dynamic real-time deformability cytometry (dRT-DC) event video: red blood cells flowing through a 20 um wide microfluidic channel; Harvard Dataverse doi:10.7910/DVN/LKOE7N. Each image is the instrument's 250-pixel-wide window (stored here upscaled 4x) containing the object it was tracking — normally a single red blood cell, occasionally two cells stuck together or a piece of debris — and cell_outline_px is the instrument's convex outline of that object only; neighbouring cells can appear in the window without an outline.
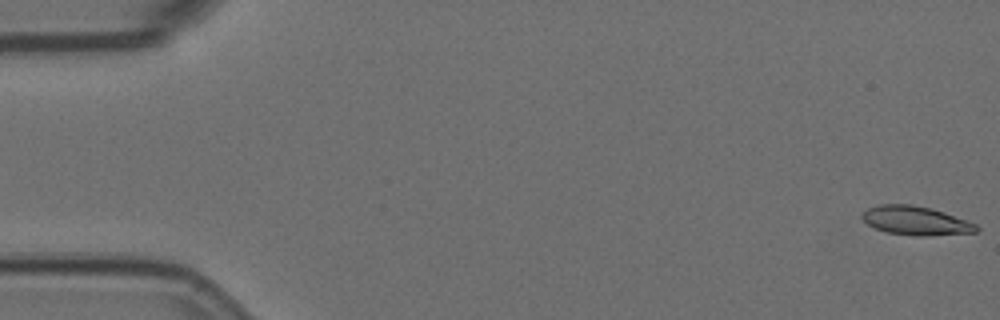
{"species": "Egyptian fruit bat (a non-hibernating species)", "species_latin": "Rousettus aegyptiacus", "temperature_condition": "room temperature", "stored_images_in_passage": 57, "camera_frame_rate_fps": 3000, "um_per_image_px": 0.085, "animal": {"sex": "female"}, "frame": {"image": 1, "passage_image": 1, "time_ms": 0.0, "image_size_px": [1000, 320], "cell_outline_px": [[980, 228], [976, 232], [928, 236], [916, 236], [888, 232], [876, 228], [868, 224], [860, 216], [860, 212], [868, 208], [880, 204], [912, 204], [932, 208], [968, 220], [976, 224]], "centroid_in_image_um": [77.85, 18.74], "position_along_channel_um": 7.2, "area_um2": 19.36}}
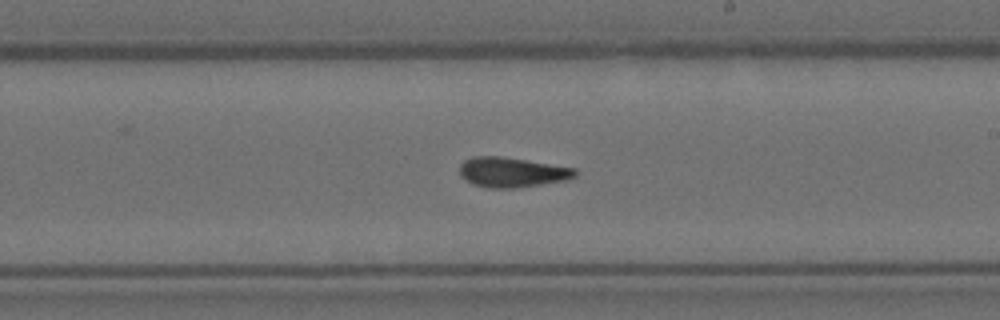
{"frame": {"image": 2, "passage_image": 33, "time_ms": 10.667, "image_size_px": [1000, 320], "cell_outline_px": [[576, 176], [568, 180], [512, 188], [488, 188], [472, 184], [460, 176], [460, 164], [464, 160], [472, 156], [500, 156], [576, 168]], "centroid_in_image_um": [43.49, 14.64], "position_along_channel_um": 245.5, "area_um2": 20.11}}
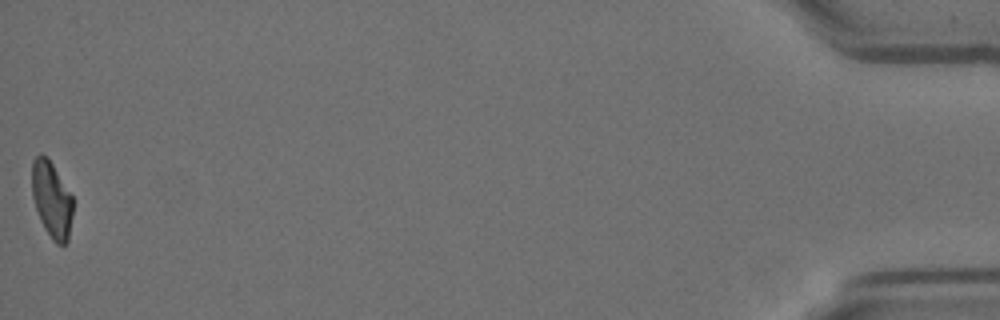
{"frame": {"image": 3, "passage_image": 57, "time_ms": 18.667, "image_size_px": [1000, 320], "cell_outline_px": [[72, 216], [68, 240], [64, 244], [56, 244], [52, 240], [44, 228], [40, 220], [32, 196], [32, 160], [40, 152], [52, 164], [72, 196]], "centroid_in_image_um": [4.38, 16.98], "position_along_channel_um": 430.8, "area_um2": 17.98}, "authors_computed_cell_mechanics": {"area_um2": 19.5942, "velocity_mm_per_s": 3.5688, "shape_relaxation_time_tau1_ms": null, "shape_relaxation_time_tau2_ms": 5.1762, "deformation_change_tau1": null, "deformation_change_tau2": 0.1432}}